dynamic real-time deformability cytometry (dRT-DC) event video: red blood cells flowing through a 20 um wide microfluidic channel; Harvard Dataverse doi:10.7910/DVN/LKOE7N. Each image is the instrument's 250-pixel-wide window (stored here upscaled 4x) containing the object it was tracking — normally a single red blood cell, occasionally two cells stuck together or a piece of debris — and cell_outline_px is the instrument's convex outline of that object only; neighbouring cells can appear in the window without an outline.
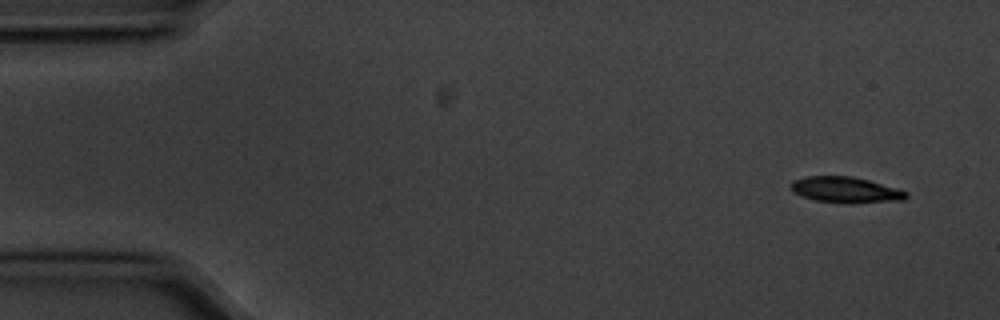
{"species": "common noctule bat (a hibernating species)", "species_latin": "Nyctalus noctula", "temperature_condition": "cold", "stored_images_in_passage": 53, "camera_frame_rate_fps": 3000, "um_per_image_px": 0.085, "animal": {"sex": "male", "body_mass_g": 20.1, "forearm_length_mm": 53.5}, "frame": {"image": 1, "passage_image": 1, "time_ms": 0.0, "image_size_px": [1000, 320], "cell_outline_px": [[908, 196], [904, 200], [848, 204], [816, 200], [800, 196], [792, 192], [788, 184], [792, 180], [808, 176], [852, 176], [868, 180], [908, 192]], "centroid_in_image_um": [71.82, 16.14], "position_along_channel_um": 13.2, "area_um2": 17.57}}
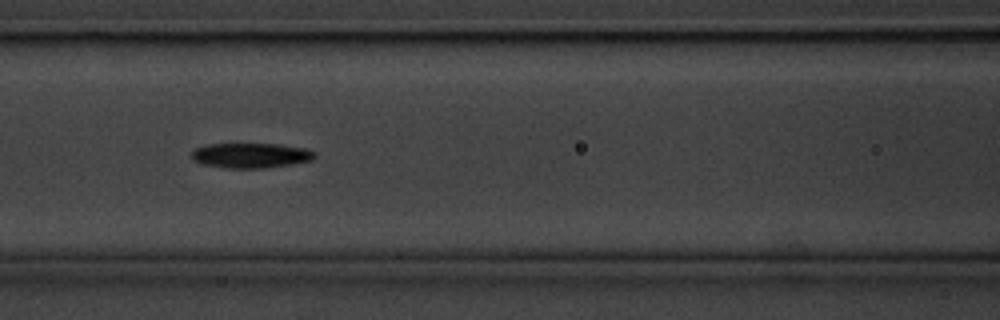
{"frame": {"image": 2, "passage_image": 21, "time_ms": 6.667, "image_size_px": [1000, 320], "cell_outline_px": [[316, 156], [312, 160], [292, 164], [264, 168], [224, 168], [204, 164], [192, 160], [192, 152], [196, 148], [204, 144], [276, 144], [304, 148], [316, 152]], "centroid_in_image_um": [21.31, 13.21], "position_along_channel_um": 145.3, "area_um2": 17.92}}
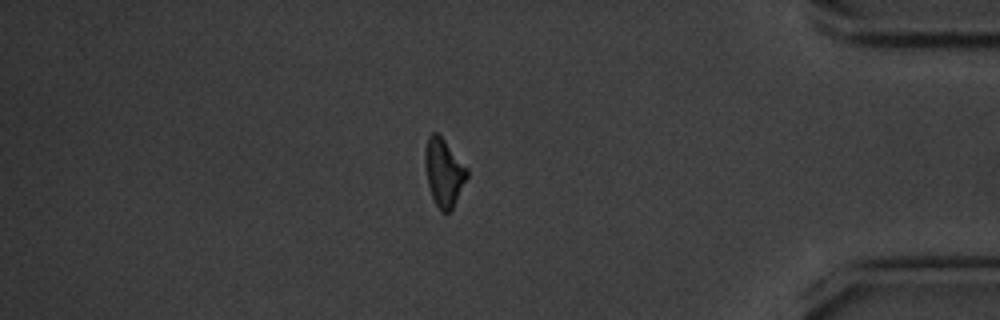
{"frame": {"image": 3, "passage_image": 45, "time_ms": 14.667, "image_size_px": [1000, 320], "cell_outline_px": [[468, 176], [452, 208], [448, 212], [440, 212], [432, 196], [428, 184], [424, 164], [424, 148], [428, 136], [432, 132], [436, 132], [444, 140], [468, 168]], "centroid_in_image_um": [37.7, 14.63], "position_along_channel_um": 397.5, "area_um2": 16.47}, "authors_computed_cell_mechanics": {"area_um2": 17.34, "velocity_mm_per_s": 3.5844, "shape_relaxation_time_tau1_ms": 2.2197, "shape_relaxation_time_tau2_ms": null, "deformation_change_tau1": 0.1435, "deformation_change_tau2": null}}